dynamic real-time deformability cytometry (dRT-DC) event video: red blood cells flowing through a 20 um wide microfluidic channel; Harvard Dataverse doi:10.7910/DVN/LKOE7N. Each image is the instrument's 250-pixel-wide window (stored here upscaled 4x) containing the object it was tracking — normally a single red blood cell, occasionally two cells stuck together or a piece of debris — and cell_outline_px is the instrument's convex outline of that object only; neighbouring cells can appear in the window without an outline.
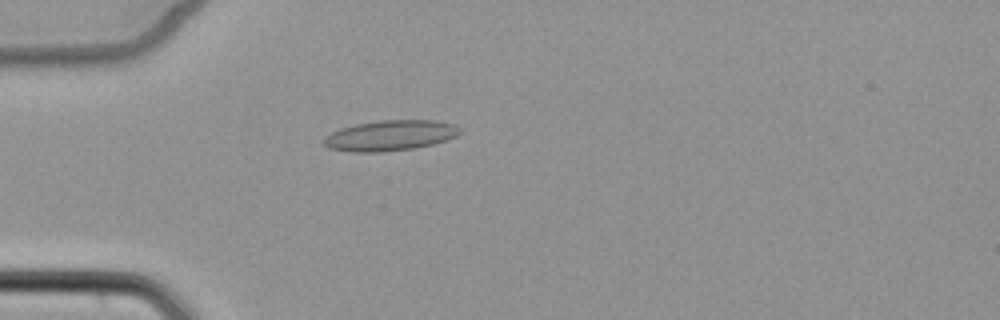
{"species": "common noctule bat (a hibernating species)", "species_latin": "Nyctalus noctula", "temperature_condition": "cold", "stored_images_in_passage": 4, "camera_frame_rate_fps": 3000, "um_per_image_px": 0.085, "animal": {"sex": "female", "body_mass_g": 22.7, "forearm_length_mm": 54.2}, "frame": {"image": 1, "passage_image": 4, "time_ms": 4.333, "image_size_px": [1000, 320], "cell_outline_px": [[464, 132], [456, 136], [432, 144], [416, 148], [380, 152], [352, 152], [328, 148], [324, 144], [324, 136], [340, 128], [356, 124], [380, 120], [436, 120], [452, 124], [460, 128]], "centroid_in_image_um": [33.16, 11.51], "position_along_channel_um": 51.8, "area_um2": 24.22}}